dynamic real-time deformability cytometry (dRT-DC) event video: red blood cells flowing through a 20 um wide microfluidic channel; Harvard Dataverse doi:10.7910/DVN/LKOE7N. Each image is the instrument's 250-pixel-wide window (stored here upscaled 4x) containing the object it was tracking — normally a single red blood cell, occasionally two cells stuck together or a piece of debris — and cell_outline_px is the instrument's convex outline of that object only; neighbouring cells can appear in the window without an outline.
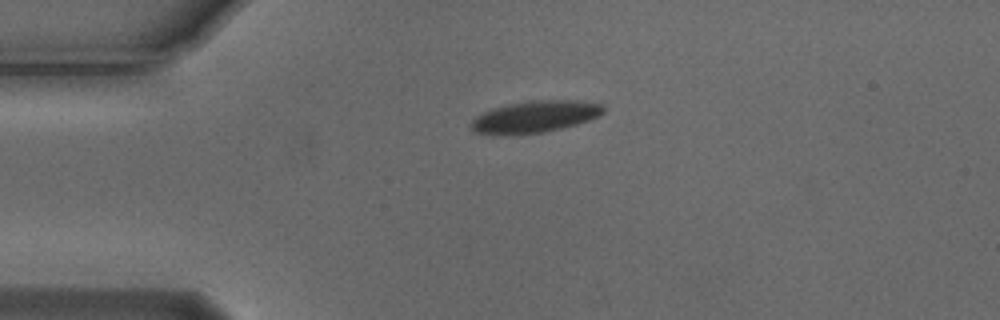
{"species": "Egyptian fruit bat (a non-hibernating species)", "species_latin": "Rousettus aegyptiacus", "temperature_condition": "cold", "stored_images_in_passage": 2, "camera_frame_rate_fps": 3000, "um_per_image_px": 0.085, "animal": {"sex": "male"}, "frame": {"image": 1, "passage_image": 1, "time_ms": 0.0, "image_size_px": [1000, 320], "cell_outline_px": [[604, 112], [588, 120], [576, 124], [544, 132], [492, 136], [476, 132], [472, 128], [472, 120], [476, 116], [492, 108], [508, 104], [528, 100], [580, 100], [604, 104]], "centroid_in_image_um": [45.46, 9.91], "position_along_channel_um": 39.5, "area_um2": 24.57}}